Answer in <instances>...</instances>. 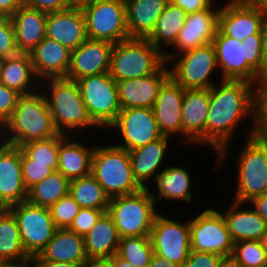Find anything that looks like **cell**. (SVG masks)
I'll return each instance as SVG.
<instances>
[{
  "label": "cell",
  "mask_w": 267,
  "mask_h": 267,
  "mask_svg": "<svg viewBox=\"0 0 267 267\" xmlns=\"http://www.w3.org/2000/svg\"><path fill=\"white\" fill-rule=\"evenodd\" d=\"M29 264H33V267H36L34 258L29 257L22 261H8L2 267H29Z\"/></svg>",
  "instance_id": "57"
},
{
  "label": "cell",
  "mask_w": 267,
  "mask_h": 267,
  "mask_svg": "<svg viewBox=\"0 0 267 267\" xmlns=\"http://www.w3.org/2000/svg\"><path fill=\"white\" fill-rule=\"evenodd\" d=\"M69 193L80 208L108 211L110 198L92 174L70 180Z\"/></svg>",
  "instance_id": "37"
},
{
  "label": "cell",
  "mask_w": 267,
  "mask_h": 267,
  "mask_svg": "<svg viewBox=\"0 0 267 267\" xmlns=\"http://www.w3.org/2000/svg\"><path fill=\"white\" fill-rule=\"evenodd\" d=\"M256 132L257 124H254L237 161L239 175L233 200L243 204L267 192V139Z\"/></svg>",
  "instance_id": "8"
},
{
  "label": "cell",
  "mask_w": 267,
  "mask_h": 267,
  "mask_svg": "<svg viewBox=\"0 0 267 267\" xmlns=\"http://www.w3.org/2000/svg\"><path fill=\"white\" fill-rule=\"evenodd\" d=\"M33 258L34 261H55L81 265L88 258L85 252L84 237L68 228L57 229L45 248Z\"/></svg>",
  "instance_id": "26"
},
{
  "label": "cell",
  "mask_w": 267,
  "mask_h": 267,
  "mask_svg": "<svg viewBox=\"0 0 267 267\" xmlns=\"http://www.w3.org/2000/svg\"><path fill=\"white\" fill-rule=\"evenodd\" d=\"M248 202L254 205L253 210L257 212L267 224V194L256 196Z\"/></svg>",
  "instance_id": "51"
},
{
  "label": "cell",
  "mask_w": 267,
  "mask_h": 267,
  "mask_svg": "<svg viewBox=\"0 0 267 267\" xmlns=\"http://www.w3.org/2000/svg\"><path fill=\"white\" fill-rule=\"evenodd\" d=\"M220 87L209 89V110L205 122V143L217 150L219 160L225 157L233 131L245 116L253 115L257 124L258 91L250 82L222 80ZM253 90V91H252Z\"/></svg>",
  "instance_id": "1"
},
{
  "label": "cell",
  "mask_w": 267,
  "mask_h": 267,
  "mask_svg": "<svg viewBox=\"0 0 267 267\" xmlns=\"http://www.w3.org/2000/svg\"><path fill=\"white\" fill-rule=\"evenodd\" d=\"M19 148L35 162L58 163L59 134L47 139L28 142Z\"/></svg>",
  "instance_id": "40"
},
{
  "label": "cell",
  "mask_w": 267,
  "mask_h": 267,
  "mask_svg": "<svg viewBox=\"0 0 267 267\" xmlns=\"http://www.w3.org/2000/svg\"><path fill=\"white\" fill-rule=\"evenodd\" d=\"M29 54L39 79L65 78L67 76L71 51L66 46L45 37Z\"/></svg>",
  "instance_id": "23"
},
{
  "label": "cell",
  "mask_w": 267,
  "mask_h": 267,
  "mask_svg": "<svg viewBox=\"0 0 267 267\" xmlns=\"http://www.w3.org/2000/svg\"><path fill=\"white\" fill-rule=\"evenodd\" d=\"M15 216L23 249L28 257H35L45 248L57 230L49 208L28 203L8 207Z\"/></svg>",
  "instance_id": "12"
},
{
  "label": "cell",
  "mask_w": 267,
  "mask_h": 267,
  "mask_svg": "<svg viewBox=\"0 0 267 267\" xmlns=\"http://www.w3.org/2000/svg\"><path fill=\"white\" fill-rule=\"evenodd\" d=\"M156 185L158 187V200L163 197L167 199H181L190 203L192 194L189 192L191 187V179L189 173L180 167H167L156 174Z\"/></svg>",
  "instance_id": "36"
},
{
  "label": "cell",
  "mask_w": 267,
  "mask_h": 267,
  "mask_svg": "<svg viewBox=\"0 0 267 267\" xmlns=\"http://www.w3.org/2000/svg\"><path fill=\"white\" fill-rule=\"evenodd\" d=\"M213 0H170L176 6L181 7L187 14L203 9H212Z\"/></svg>",
  "instance_id": "49"
},
{
  "label": "cell",
  "mask_w": 267,
  "mask_h": 267,
  "mask_svg": "<svg viewBox=\"0 0 267 267\" xmlns=\"http://www.w3.org/2000/svg\"><path fill=\"white\" fill-rule=\"evenodd\" d=\"M70 7L82 8L83 6L91 3L93 0H66Z\"/></svg>",
  "instance_id": "59"
},
{
  "label": "cell",
  "mask_w": 267,
  "mask_h": 267,
  "mask_svg": "<svg viewBox=\"0 0 267 267\" xmlns=\"http://www.w3.org/2000/svg\"><path fill=\"white\" fill-rule=\"evenodd\" d=\"M91 174L109 198L134 194L143 189L134 178L129 151L116 145L95 147Z\"/></svg>",
  "instance_id": "4"
},
{
  "label": "cell",
  "mask_w": 267,
  "mask_h": 267,
  "mask_svg": "<svg viewBox=\"0 0 267 267\" xmlns=\"http://www.w3.org/2000/svg\"><path fill=\"white\" fill-rule=\"evenodd\" d=\"M261 245L264 248V250L267 253V230L266 232L262 235L261 239H260Z\"/></svg>",
  "instance_id": "61"
},
{
  "label": "cell",
  "mask_w": 267,
  "mask_h": 267,
  "mask_svg": "<svg viewBox=\"0 0 267 267\" xmlns=\"http://www.w3.org/2000/svg\"><path fill=\"white\" fill-rule=\"evenodd\" d=\"M191 250L213 253L219 256L232 255L234 242L227 230L222 213L207 208L190 220Z\"/></svg>",
  "instance_id": "13"
},
{
  "label": "cell",
  "mask_w": 267,
  "mask_h": 267,
  "mask_svg": "<svg viewBox=\"0 0 267 267\" xmlns=\"http://www.w3.org/2000/svg\"><path fill=\"white\" fill-rule=\"evenodd\" d=\"M46 37L66 46L70 51L77 49L88 39L82 9L70 7L63 11L48 13Z\"/></svg>",
  "instance_id": "21"
},
{
  "label": "cell",
  "mask_w": 267,
  "mask_h": 267,
  "mask_svg": "<svg viewBox=\"0 0 267 267\" xmlns=\"http://www.w3.org/2000/svg\"><path fill=\"white\" fill-rule=\"evenodd\" d=\"M166 64L150 76L116 82L121 110L128 108H153L160 88L170 77V70L169 68L167 69Z\"/></svg>",
  "instance_id": "19"
},
{
  "label": "cell",
  "mask_w": 267,
  "mask_h": 267,
  "mask_svg": "<svg viewBox=\"0 0 267 267\" xmlns=\"http://www.w3.org/2000/svg\"><path fill=\"white\" fill-rule=\"evenodd\" d=\"M0 208L25 202L27 189L22 175L21 149L0 143Z\"/></svg>",
  "instance_id": "18"
},
{
  "label": "cell",
  "mask_w": 267,
  "mask_h": 267,
  "mask_svg": "<svg viewBox=\"0 0 267 267\" xmlns=\"http://www.w3.org/2000/svg\"><path fill=\"white\" fill-rule=\"evenodd\" d=\"M67 135L59 133L57 170L67 179L73 180L91 174L92 155L95 147L66 139Z\"/></svg>",
  "instance_id": "30"
},
{
  "label": "cell",
  "mask_w": 267,
  "mask_h": 267,
  "mask_svg": "<svg viewBox=\"0 0 267 267\" xmlns=\"http://www.w3.org/2000/svg\"><path fill=\"white\" fill-rule=\"evenodd\" d=\"M36 267H80V264L55 262V261H34Z\"/></svg>",
  "instance_id": "55"
},
{
  "label": "cell",
  "mask_w": 267,
  "mask_h": 267,
  "mask_svg": "<svg viewBox=\"0 0 267 267\" xmlns=\"http://www.w3.org/2000/svg\"><path fill=\"white\" fill-rule=\"evenodd\" d=\"M212 44L222 80H243L260 86L263 83V34H255L240 41L225 36L219 29ZM259 83H258V82Z\"/></svg>",
  "instance_id": "2"
},
{
  "label": "cell",
  "mask_w": 267,
  "mask_h": 267,
  "mask_svg": "<svg viewBox=\"0 0 267 267\" xmlns=\"http://www.w3.org/2000/svg\"><path fill=\"white\" fill-rule=\"evenodd\" d=\"M51 95H45L56 130L66 135L69 129L98 127L83 102L77 81L67 78L46 79ZM49 96V97H48ZM66 129V130H65Z\"/></svg>",
  "instance_id": "7"
},
{
  "label": "cell",
  "mask_w": 267,
  "mask_h": 267,
  "mask_svg": "<svg viewBox=\"0 0 267 267\" xmlns=\"http://www.w3.org/2000/svg\"><path fill=\"white\" fill-rule=\"evenodd\" d=\"M267 18V0H252Z\"/></svg>",
  "instance_id": "60"
},
{
  "label": "cell",
  "mask_w": 267,
  "mask_h": 267,
  "mask_svg": "<svg viewBox=\"0 0 267 267\" xmlns=\"http://www.w3.org/2000/svg\"><path fill=\"white\" fill-rule=\"evenodd\" d=\"M35 78L38 79L29 53L20 52L17 55L0 59V84L20 95L40 91L38 88L33 89L37 80Z\"/></svg>",
  "instance_id": "27"
},
{
  "label": "cell",
  "mask_w": 267,
  "mask_h": 267,
  "mask_svg": "<svg viewBox=\"0 0 267 267\" xmlns=\"http://www.w3.org/2000/svg\"><path fill=\"white\" fill-rule=\"evenodd\" d=\"M218 267H243L232 255L222 256Z\"/></svg>",
  "instance_id": "56"
},
{
  "label": "cell",
  "mask_w": 267,
  "mask_h": 267,
  "mask_svg": "<svg viewBox=\"0 0 267 267\" xmlns=\"http://www.w3.org/2000/svg\"><path fill=\"white\" fill-rule=\"evenodd\" d=\"M168 138L170 137L162 136L145 146L129 151L134 178L143 188H148L145 181L154 176L160 168L159 165L162 164L167 152Z\"/></svg>",
  "instance_id": "31"
},
{
  "label": "cell",
  "mask_w": 267,
  "mask_h": 267,
  "mask_svg": "<svg viewBox=\"0 0 267 267\" xmlns=\"http://www.w3.org/2000/svg\"><path fill=\"white\" fill-rule=\"evenodd\" d=\"M1 128L7 129L10 136L4 139L3 143L17 147L59 134L55 128L45 93L40 94L38 91L21 95L13 114Z\"/></svg>",
  "instance_id": "3"
},
{
  "label": "cell",
  "mask_w": 267,
  "mask_h": 267,
  "mask_svg": "<svg viewBox=\"0 0 267 267\" xmlns=\"http://www.w3.org/2000/svg\"><path fill=\"white\" fill-rule=\"evenodd\" d=\"M120 237L112 217L104 213L84 236L87 257L111 258L117 253Z\"/></svg>",
  "instance_id": "32"
},
{
  "label": "cell",
  "mask_w": 267,
  "mask_h": 267,
  "mask_svg": "<svg viewBox=\"0 0 267 267\" xmlns=\"http://www.w3.org/2000/svg\"><path fill=\"white\" fill-rule=\"evenodd\" d=\"M147 267H181V266L167 259H164L163 257L156 255L154 253Z\"/></svg>",
  "instance_id": "53"
},
{
  "label": "cell",
  "mask_w": 267,
  "mask_h": 267,
  "mask_svg": "<svg viewBox=\"0 0 267 267\" xmlns=\"http://www.w3.org/2000/svg\"><path fill=\"white\" fill-rule=\"evenodd\" d=\"M111 258H112L113 267H135L129 261L124 260L123 258L119 257L117 254L113 255Z\"/></svg>",
  "instance_id": "58"
},
{
  "label": "cell",
  "mask_w": 267,
  "mask_h": 267,
  "mask_svg": "<svg viewBox=\"0 0 267 267\" xmlns=\"http://www.w3.org/2000/svg\"><path fill=\"white\" fill-rule=\"evenodd\" d=\"M170 0H125L130 38H147Z\"/></svg>",
  "instance_id": "28"
},
{
  "label": "cell",
  "mask_w": 267,
  "mask_h": 267,
  "mask_svg": "<svg viewBox=\"0 0 267 267\" xmlns=\"http://www.w3.org/2000/svg\"><path fill=\"white\" fill-rule=\"evenodd\" d=\"M5 262H6L5 260H3V259L0 258V267H2Z\"/></svg>",
  "instance_id": "62"
},
{
  "label": "cell",
  "mask_w": 267,
  "mask_h": 267,
  "mask_svg": "<svg viewBox=\"0 0 267 267\" xmlns=\"http://www.w3.org/2000/svg\"><path fill=\"white\" fill-rule=\"evenodd\" d=\"M232 256L243 267H267V253L260 241L247 240L235 242Z\"/></svg>",
  "instance_id": "39"
},
{
  "label": "cell",
  "mask_w": 267,
  "mask_h": 267,
  "mask_svg": "<svg viewBox=\"0 0 267 267\" xmlns=\"http://www.w3.org/2000/svg\"><path fill=\"white\" fill-rule=\"evenodd\" d=\"M77 83L86 109L98 128L111 126L121 108L118 86L109 72L83 77Z\"/></svg>",
  "instance_id": "10"
},
{
  "label": "cell",
  "mask_w": 267,
  "mask_h": 267,
  "mask_svg": "<svg viewBox=\"0 0 267 267\" xmlns=\"http://www.w3.org/2000/svg\"><path fill=\"white\" fill-rule=\"evenodd\" d=\"M21 95L16 91L8 88L5 85L0 84V125L3 124L13 114L15 107L17 106L18 98Z\"/></svg>",
  "instance_id": "45"
},
{
  "label": "cell",
  "mask_w": 267,
  "mask_h": 267,
  "mask_svg": "<svg viewBox=\"0 0 267 267\" xmlns=\"http://www.w3.org/2000/svg\"><path fill=\"white\" fill-rule=\"evenodd\" d=\"M220 9H203L187 14L185 24L178 33L174 47L178 53L211 44L219 27Z\"/></svg>",
  "instance_id": "20"
},
{
  "label": "cell",
  "mask_w": 267,
  "mask_h": 267,
  "mask_svg": "<svg viewBox=\"0 0 267 267\" xmlns=\"http://www.w3.org/2000/svg\"><path fill=\"white\" fill-rule=\"evenodd\" d=\"M104 213L95 208H80L68 229L84 237Z\"/></svg>",
  "instance_id": "44"
},
{
  "label": "cell",
  "mask_w": 267,
  "mask_h": 267,
  "mask_svg": "<svg viewBox=\"0 0 267 267\" xmlns=\"http://www.w3.org/2000/svg\"><path fill=\"white\" fill-rule=\"evenodd\" d=\"M185 89L171 76L163 83L153 106L163 136L182 133V104Z\"/></svg>",
  "instance_id": "22"
},
{
  "label": "cell",
  "mask_w": 267,
  "mask_h": 267,
  "mask_svg": "<svg viewBox=\"0 0 267 267\" xmlns=\"http://www.w3.org/2000/svg\"><path fill=\"white\" fill-rule=\"evenodd\" d=\"M111 127L117 128L124 139L125 144L116 146L127 151L145 146L163 136L152 108L122 109Z\"/></svg>",
  "instance_id": "16"
},
{
  "label": "cell",
  "mask_w": 267,
  "mask_h": 267,
  "mask_svg": "<svg viewBox=\"0 0 267 267\" xmlns=\"http://www.w3.org/2000/svg\"><path fill=\"white\" fill-rule=\"evenodd\" d=\"M149 237L156 255L180 266L188 259L191 251L190 221L182 224L158 213Z\"/></svg>",
  "instance_id": "14"
},
{
  "label": "cell",
  "mask_w": 267,
  "mask_h": 267,
  "mask_svg": "<svg viewBox=\"0 0 267 267\" xmlns=\"http://www.w3.org/2000/svg\"><path fill=\"white\" fill-rule=\"evenodd\" d=\"M165 62H175L170 76L184 89H210L215 83L210 79L217 66L214 45L208 44L200 48L178 53L164 52ZM177 59V60H176Z\"/></svg>",
  "instance_id": "9"
},
{
  "label": "cell",
  "mask_w": 267,
  "mask_h": 267,
  "mask_svg": "<svg viewBox=\"0 0 267 267\" xmlns=\"http://www.w3.org/2000/svg\"><path fill=\"white\" fill-rule=\"evenodd\" d=\"M263 40V82H265L267 80V18H265L263 24Z\"/></svg>",
  "instance_id": "54"
},
{
  "label": "cell",
  "mask_w": 267,
  "mask_h": 267,
  "mask_svg": "<svg viewBox=\"0 0 267 267\" xmlns=\"http://www.w3.org/2000/svg\"><path fill=\"white\" fill-rule=\"evenodd\" d=\"M0 258L6 262L29 258L21 243L17 220L8 208H0Z\"/></svg>",
  "instance_id": "35"
},
{
  "label": "cell",
  "mask_w": 267,
  "mask_h": 267,
  "mask_svg": "<svg viewBox=\"0 0 267 267\" xmlns=\"http://www.w3.org/2000/svg\"><path fill=\"white\" fill-rule=\"evenodd\" d=\"M22 5L23 0H0V15L11 17Z\"/></svg>",
  "instance_id": "50"
},
{
  "label": "cell",
  "mask_w": 267,
  "mask_h": 267,
  "mask_svg": "<svg viewBox=\"0 0 267 267\" xmlns=\"http://www.w3.org/2000/svg\"><path fill=\"white\" fill-rule=\"evenodd\" d=\"M221 256L213 253L190 251L188 259L181 267H218Z\"/></svg>",
  "instance_id": "47"
},
{
  "label": "cell",
  "mask_w": 267,
  "mask_h": 267,
  "mask_svg": "<svg viewBox=\"0 0 267 267\" xmlns=\"http://www.w3.org/2000/svg\"><path fill=\"white\" fill-rule=\"evenodd\" d=\"M87 36L118 43L129 37L125 0H93L83 6Z\"/></svg>",
  "instance_id": "11"
},
{
  "label": "cell",
  "mask_w": 267,
  "mask_h": 267,
  "mask_svg": "<svg viewBox=\"0 0 267 267\" xmlns=\"http://www.w3.org/2000/svg\"><path fill=\"white\" fill-rule=\"evenodd\" d=\"M10 18L19 52L30 53L46 37L47 13L22 5Z\"/></svg>",
  "instance_id": "25"
},
{
  "label": "cell",
  "mask_w": 267,
  "mask_h": 267,
  "mask_svg": "<svg viewBox=\"0 0 267 267\" xmlns=\"http://www.w3.org/2000/svg\"><path fill=\"white\" fill-rule=\"evenodd\" d=\"M165 63L164 53L146 38H128L114 44L109 74L116 82L135 79L156 73Z\"/></svg>",
  "instance_id": "5"
},
{
  "label": "cell",
  "mask_w": 267,
  "mask_h": 267,
  "mask_svg": "<svg viewBox=\"0 0 267 267\" xmlns=\"http://www.w3.org/2000/svg\"><path fill=\"white\" fill-rule=\"evenodd\" d=\"M187 13L179 6L169 2L160 14L155 28L146 38L155 48L163 51V45H174L178 33L185 24Z\"/></svg>",
  "instance_id": "33"
},
{
  "label": "cell",
  "mask_w": 267,
  "mask_h": 267,
  "mask_svg": "<svg viewBox=\"0 0 267 267\" xmlns=\"http://www.w3.org/2000/svg\"><path fill=\"white\" fill-rule=\"evenodd\" d=\"M256 87L258 91L256 134L267 139V84L263 82L260 86Z\"/></svg>",
  "instance_id": "46"
},
{
  "label": "cell",
  "mask_w": 267,
  "mask_h": 267,
  "mask_svg": "<svg viewBox=\"0 0 267 267\" xmlns=\"http://www.w3.org/2000/svg\"><path fill=\"white\" fill-rule=\"evenodd\" d=\"M52 220L57 229L69 228L75 216L80 210L79 204L68 193L66 196L60 198L50 208Z\"/></svg>",
  "instance_id": "42"
},
{
  "label": "cell",
  "mask_w": 267,
  "mask_h": 267,
  "mask_svg": "<svg viewBox=\"0 0 267 267\" xmlns=\"http://www.w3.org/2000/svg\"><path fill=\"white\" fill-rule=\"evenodd\" d=\"M80 267H113L112 258L88 257Z\"/></svg>",
  "instance_id": "52"
},
{
  "label": "cell",
  "mask_w": 267,
  "mask_h": 267,
  "mask_svg": "<svg viewBox=\"0 0 267 267\" xmlns=\"http://www.w3.org/2000/svg\"><path fill=\"white\" fill-rule=\"evenodd\" d=\"M210 104L209 89H185L182 133L190 143H205V122Z\"/></svg>",
  "instance_id": "24"
},
{
  "label": "cell",
  "mask_w": 267,
  "mask_h": 267,
  "mask_svg": "<svg viewBox=\"0 0 267 267\" xmlns=\"http://www.w3.org/2000/svg\"><path fill=\"white\" fill-rule=\"evenodd\" d=\"M149 188L110 198L107 213L112 217L120 239L150 235L158 212L155 211L156 194Z\"/></svg>",
  "instance_id": "6"
},
{
  "label": "cell",
  "mask_w": 267,
  "mask_h": 267,
  "mask_svg": "<svg viewBox=\"0 0 267 267\" xmlns=\"http://www.w3.org/2000/svg\"><path fill=\"white\" fill-rule=\"evenodd\" d=\"M114 43L88 38L71 51L70 67L65 78L77 81L86 76L109 72Z\"/></svg>",
  "instance_id": "17"
},
{
  "label": "cell",
  "mask_w": 267,
  "mask_h": 267,
  "mask_svg": "<svg viewBox=\"0 0 267 267\" xmlns=\"http://www.w3.org/2000/svg\"><path fill=\"white\" fill-rule=\"evenodd\" d=\"M11 18L0 15V59L19 54Z\"/></svg>",
  "instance_id": "43"
},
{
  "label": "cell",
  "mask_w": 267,
  "mask_h": 267,
  "mask_svg": "<svg viewBox=\"0 0 267 267\" xmlns=\"http://www.w3.org/2000/svg\"><path fill=\"white\" fill-rule=\"evenodd\" d=\"M21 165L23 181L27 190L34 184L43 181L53 171H56L58 167V163L35 162V160L28 158L22 151Z\"/></svg>",
  "instance_id": "41"
},
{
  "label": "cell",
  "mask_w": 267,
  "mask_h": 267,
  "mask_svg": "<svg viewBox=\"0 0 267 267\" xmlns=\"http://www.w3.org/2000/svg\"><path fill=\"white\" fill-rule=\"evenodd\" d=\"M116 254L135 267H147L154 250L149 236H132L120 239Z\"/></svg>",
  "instance_id": "38"
},
{
  "label": "cell",
  "mask_w": 267,
  "mask_h": 267,
  "mask_svg": "<svg viewBox=\"0 0 267 267\" xmlns=\"http://www.w3.org/2000/svg\"><path fill=\"white\" fill-rule=\"evenodd\" d=\"M23 5L47 14L70 8L66 0H23Z\"/></svg>",
  "instance_id": "48"
},
{
  "label": "cell",
  "mask_w": 267,
  "mask_h": 267,
  "mask_svg": "<svg viewBox=\"0 0 267 267\" xmlns=\"http://www.w3.org/2000/svg\"><path fill=\"white\" fill-rule=\"evenodd\" d=\"M241 205L243 203L233 201L229 210L222 213L231 239L234 243L247 240L260 241L267 230L266 222L253 209H240Z\"/></svg>",
  "instance_id": "29"
},
{
  "label": "cell",
  "mask_w": 267,
  "mask_h": 267,
  "mask_svg": "<svg viewBox=\"0 0 267 267\" xmlns=\"http://www.w3.org/2000/svg\"><path fill=\"white\" fill-rule=\"evenodd\" d=\"M265 15L252 0H231L219 11L218 29L228 37L244 40L263 34Z\"/></svg>",
  "instance_id": "15"
},
{
  "label": "cell",
  "mask_w": 267,
  "mask_h": 267,
  "mask_svg": "<svg viewBox=\"0 0 267 267\" xmlns=\"http://www.w3.org/2000/svg\"><path fill=\"white\" fill-rule=\"evenodd\" d=\"M70 180L58 170L27 190L26 201L30 204L50 208L69 193Z\"/></svg>",
  "instance_id": "34"
}]
</instances>
